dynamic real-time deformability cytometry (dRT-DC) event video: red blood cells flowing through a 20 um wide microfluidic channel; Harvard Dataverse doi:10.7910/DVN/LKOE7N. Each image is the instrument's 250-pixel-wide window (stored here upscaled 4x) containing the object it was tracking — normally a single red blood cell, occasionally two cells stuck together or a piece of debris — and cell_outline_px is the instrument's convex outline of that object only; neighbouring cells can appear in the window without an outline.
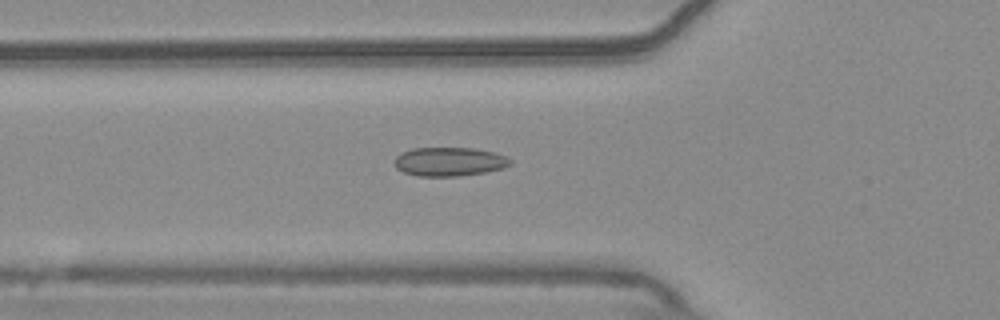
{"species": "common noctule bat (a hibernating species)", "species_latin": "Nyctalus noctula", "temperature_condition": "warm", "stored_images_in_passage": 55, "camera_frame_rate_fps": 3000, "um_per_image_px": 0.085, "animal": {"sex": "male", "body_mass_g": 20.4}, "frame": {"image": 1, "passage_image": 20, "time_ms": 6.333, "image_size_px": [1000, 320], "cell_outline_px": [[512, 164], [504, 168], [484, 172], [460, 176], [416, 176], [404, 172], [396, 168], [396, 156], [400, 152], [412, 148], [472, 148], [492, 152], [504, 156], [512, 160]], "centroid_in_image_um": [38.18, 13.74], "position_along_channel_um": 87.6, "area_um2": 19.42}}
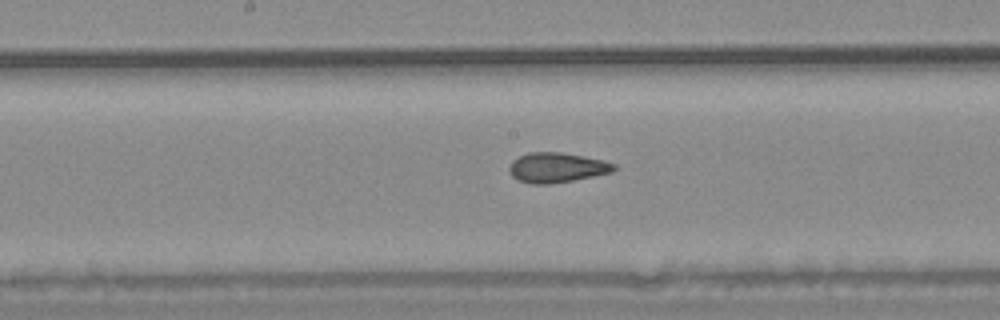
{"frame": {"image": 2, "passage_image": 29, "time_ms": 9.333, "image_size_px": [1000, 320], "cell_outline_px": [[616, 168], [612, 172], [572, 180], [548, 184], [528, 184], [512, 176], [508, 172], [508, 168], [512, 160], [528, 152], [560, 152], [584, 156], [604, 160], [616, 164]], "centroid_in_image_um": [47.31, 14.23], "position_along_channel_um": 200.9, "area_um2": 18.26}}
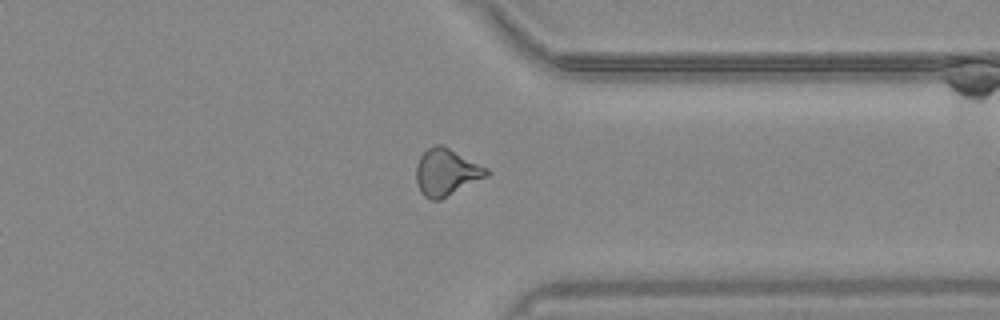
{"frame": {"image": 3, "passage_image": 43, "time_ms": 14.0, "image_size_px": [1000, 320], "cell_outline_px": [[492, 172], [488, 176], [440, 200], [432, 200], [424, 196], [420, 192], [416, 184], [416, 164], [420, 156], [428, 148], [436, 144], [444, 144], [488, 168]], "centroid_in_image_um": [37.95, 14.63], "position_along_channel_um": 373.5, "area_um2": 19.59}, "authors_computed_cell_mechanics": {"area_um2": 19.0162, "velocity_mm_per_s": 3.7471, "shape_relaxation_time_tau1_ms": null, "shape_relaxation_time_tau2_ms": 2.5191, "deformation_change_tau1": null, "deformation_change_tau2": 0.0896}}